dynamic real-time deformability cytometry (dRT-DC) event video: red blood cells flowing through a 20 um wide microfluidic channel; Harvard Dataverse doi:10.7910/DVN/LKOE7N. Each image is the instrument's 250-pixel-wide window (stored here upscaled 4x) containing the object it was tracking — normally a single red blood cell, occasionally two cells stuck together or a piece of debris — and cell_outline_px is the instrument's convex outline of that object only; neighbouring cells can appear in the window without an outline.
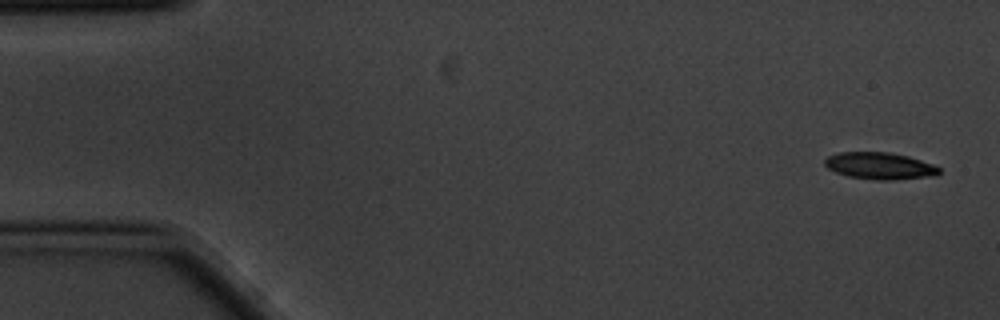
{"species": "common noctule bat (a hibernating species)", "species_latin": "Nyctalus noctula", "temperature_condition": "cold", "stored_images_in_passage": 6, "segment_of_instrument_passage": [1, 2], "camera_frame_rate_fps": 3000, "um_per_image_px": 0.085, "animal": {"sex": "male", "body_mass_g": 20.1, "forearm_length_mm": 53.5}, "frame": {"image": 1, "passage_image": 1, "time_ms": 0.0, "image_size_px": [1000, 320], "cell_outline_px": [[940, 172], [936, 176], [892, 180], [876, 180], [848, 176], [836, 172], [828, 168], [824, 164], [824, 160], [828, 156], [836, 152], [888, 152], [908, 156], [932, 164], [940, 168]], "centroid_in_image_um": [74.78, 14.1], "position_along_channel_um": 10.2, "area_um2": 17.98}}